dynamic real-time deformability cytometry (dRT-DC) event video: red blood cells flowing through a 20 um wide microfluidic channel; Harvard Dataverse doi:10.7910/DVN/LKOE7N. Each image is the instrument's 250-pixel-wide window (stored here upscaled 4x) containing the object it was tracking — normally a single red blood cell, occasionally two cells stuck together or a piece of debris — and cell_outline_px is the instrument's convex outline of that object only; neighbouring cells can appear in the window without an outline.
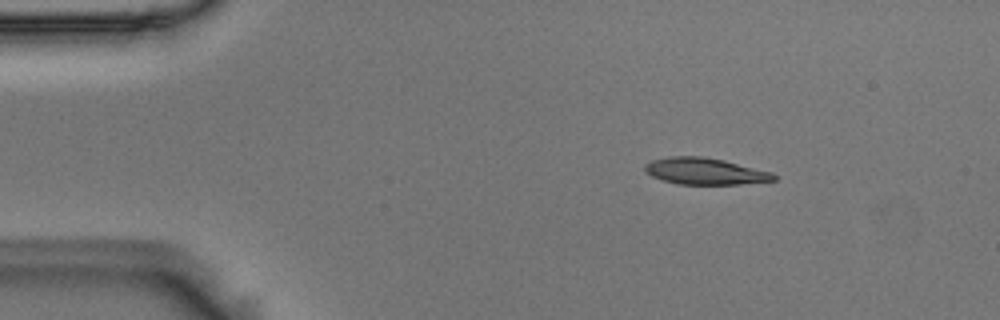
{"species": "Egyptian fruit bat (a non-hibernating species)", "species_latin": "Rousettus aegyptiacus", "temperature_condition": "room temperature", "stored_images_in_passage": 4, "camera_frame_rate_fps": 3000, "um_per_image_px": 0.085, "animal": {"sex": "male"}, "frame": {"image": 1, "passage_image": 2, "time_ms": 0.333, "image_size_px": [1000, 320], "cell_outline_px": [[776, 180], [740, 184], [676, 184], [652, 176], [644, 172], [644, 164], [652, 160], [668, 156], [704, 156], [724, 160], [772, 172], [776, 176]], "centroid_in_image_um": [59.89, 14.55], "position_along_channel_um": 25.1, "area_um2": 20.06}}